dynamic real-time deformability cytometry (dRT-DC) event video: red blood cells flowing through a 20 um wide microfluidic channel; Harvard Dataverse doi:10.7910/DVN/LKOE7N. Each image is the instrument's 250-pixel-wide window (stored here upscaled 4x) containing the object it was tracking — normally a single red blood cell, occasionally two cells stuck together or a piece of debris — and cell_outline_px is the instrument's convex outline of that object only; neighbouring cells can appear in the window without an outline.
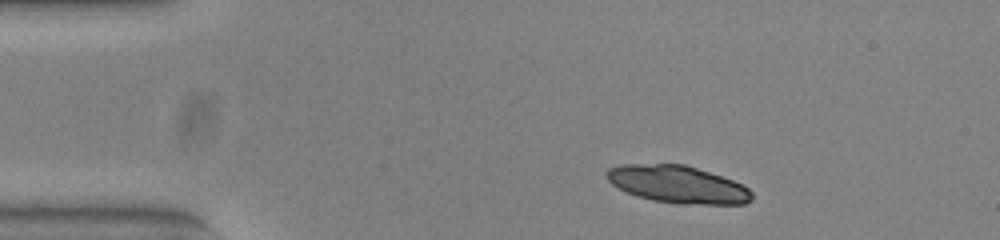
{"species": "common noctule bat (a hibernating species)", "species_latin": "Nyctalus noctula", "temperature_condition": "warm", "stored_images_in_passage": 45, "camera_frame_rate_fps": 3000, "um_per_image_px": 0.085, "animal": {"sex": "female", "body_mass_g": 23.0, "forearm_length_mm": 53.4}, "frame": {"image": 1, "passage_image": 1, "time_ms": 0.0, "image_size_px": [1000, 240], "cell_outline_px": [[752, 200], [744, 204], [680, 204], [652, 200], [636, 196], [612, 184], [604, 176], [604, 172], [608, 168], [620, 164], [684, 164], [732, 180], [748, 188], [752, 192]], "centroid_in_image_um": [57.56, 15.67], "position_along_channel_um": 27.4, "area_um2": 31.56}}